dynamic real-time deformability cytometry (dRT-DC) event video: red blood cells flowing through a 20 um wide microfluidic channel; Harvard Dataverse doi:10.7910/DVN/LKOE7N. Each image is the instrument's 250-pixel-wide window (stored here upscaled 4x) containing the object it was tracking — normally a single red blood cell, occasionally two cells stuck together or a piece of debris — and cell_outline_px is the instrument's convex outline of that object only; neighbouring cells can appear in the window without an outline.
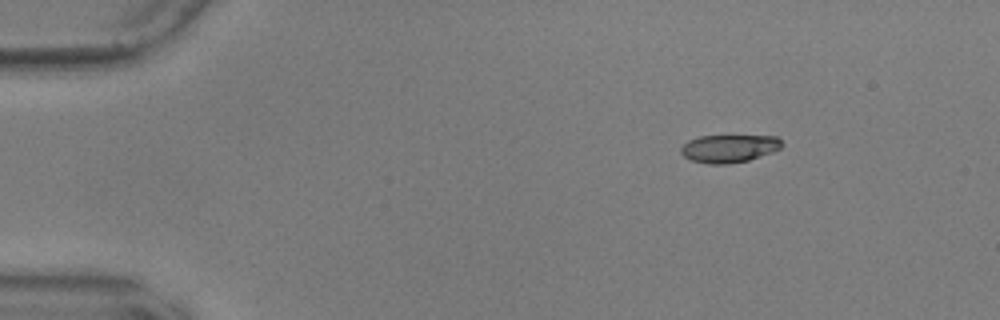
{"species": "common noctule bat (a hibernating species)", "species_latin": "Nyctalus noctula", "temperature_condition": "warm", "stored_images_in_passage": 50, "camera_frame_rate_fps": 3000, "um_per_image_px": 0.085, "animal": {"sex": "male", "body_mass_g": 17.9, "forearm_length_mm": 54.2}, "frame": {"image": 1, "passage_image": 1, "time_ms": 0.0, "image_size_px": [1000, 320], "cell_outline_px": [[784, 144], [780, 148], [772, 152], [748, 160], [728, 164], [708, 164], [692, 160], [684, 156], [680, 152], [680, 148], [688, 140], [700, 136], [776, 136]], "centroid_in_image_um": [61.96, 12.62], "position_along_channel_um": 23.0, "area_um2": 16.3}}
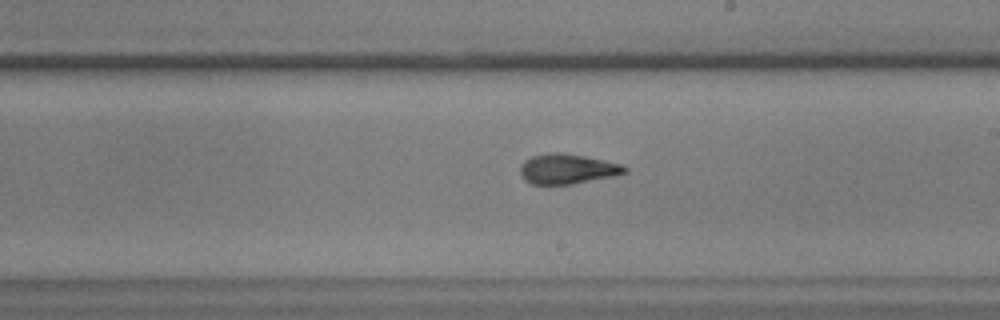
{"frame": {"image": 2, "passage_image": 26, "time_ms": 8.333, "image_size_px": [1000, 320], "cell_outline_px": [[628, 172], [612, 176], [572, 184], [532, 184], [524, 180], [520, 172], [520, 168], [524, 160], [532, 156], [552, 152], [556, 152], [584, 156], [620, 164], [628, 168]], "centroid_in_image_um": [48.2, 14.36], "position_along_channel_um": 240.8, "area_um2": 18.03}}
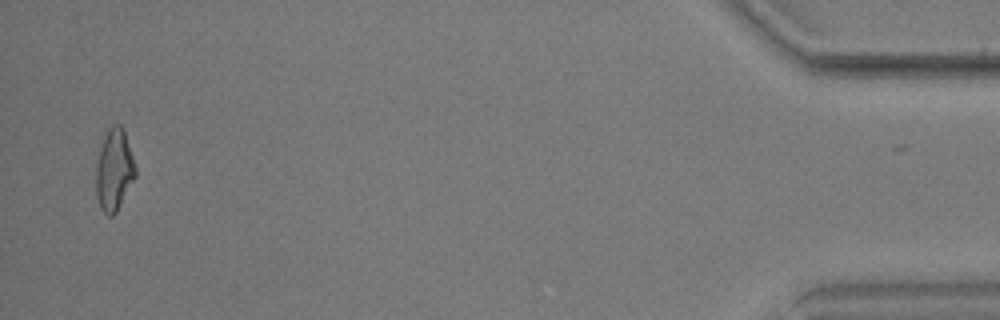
{"frame": {"image": 3, "passage_image": 48, "time_ms": 15.667, "image_size_px": [1000, 320], "cell_outline_px": [[136, 176], [116, 212], [112, 216], [108, 216], [100, 208], [96, 196], [96, 168], [100, 148], [104, 136], [108, 128], [112, 124], [120, 124], [124, 128], [136, 168]], "centroid_in_image_um": [9.7, 14.43], "position_along_channel_um": 425.5, "area_um2": 18.79}, "authors_computed_cell_mechanics": {"area_um2": 18.1203, "velocity_mm_per_s": 3.6122, "shape_relaxation_time_tau1_ms": 6.9524, "shape_relaxation_time_tau2_ms": 2.2408, "deformation_change_tau1": 0.1858, "deformation_change_tau2": 0.0979}}